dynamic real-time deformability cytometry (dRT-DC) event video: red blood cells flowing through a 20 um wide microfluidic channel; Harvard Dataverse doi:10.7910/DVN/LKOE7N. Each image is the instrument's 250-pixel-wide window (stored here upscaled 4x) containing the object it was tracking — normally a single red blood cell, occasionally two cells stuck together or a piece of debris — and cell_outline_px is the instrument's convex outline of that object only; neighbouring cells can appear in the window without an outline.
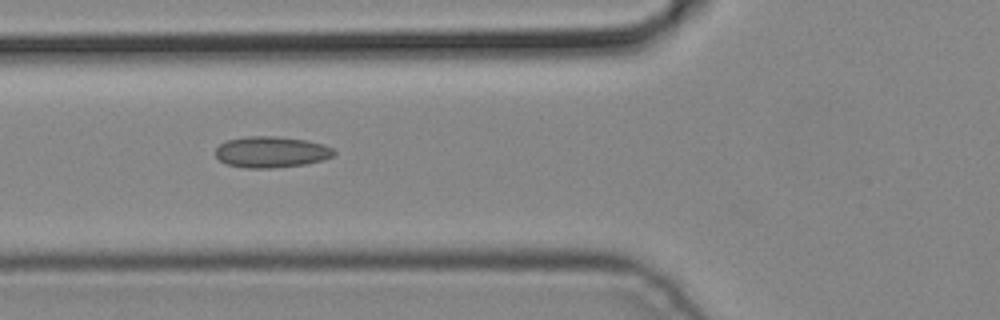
{"species": "common noctule bat (a hibernating species)", "species_latin": "Nyctalus noctula", "temperature_condition": "cold", "stored_images_in_passage": 5, "camera_frame_rate_fps": 3000, "um_per_image_px": 0.085, "animal": {"sex": "male", "body_mass_g": 19.2, "forearm_length_mm": 51.8}, "frame": {"image": 1, "passage_image": 4, "time_ms": 1.0, "image_size_px": [1000, 320], "cell_outline_px": [[336, 152], [332, 156], [324, 160], [304, 164], [272, 168], [244, 168], [228, 164], [220, 160], [216, 156], [216, 148], [220, 144], [228, 140], [244, 136], [276, 136], [308, 140], [324, 144], [332, 148]], "centroid_in_image_um": [23.07, 12.91], "position_along_channel_um": 102.7, "area_um2": 21.56}}
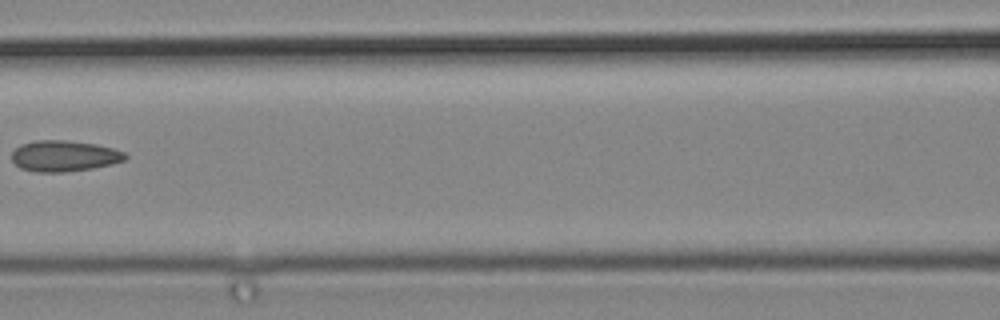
{"frame": {"image": 2, "passage_image": 5, "time_ms": 1.333, "image_size_px": [1000, 320], "cell_outline_px": [[128, 156], [124, 160], [112, 164], [92, 168], [64, 172], [36, 172], [20, 168], [12, 160], [12, 152], [20, 144], [36, 140], [64, 140], [96, 144], [112, 148], [124, 152]], "centroid_in_image_um": [5.44, 13.25], "position_along_channel_um": 161.2, "area_um2": 20.46}}